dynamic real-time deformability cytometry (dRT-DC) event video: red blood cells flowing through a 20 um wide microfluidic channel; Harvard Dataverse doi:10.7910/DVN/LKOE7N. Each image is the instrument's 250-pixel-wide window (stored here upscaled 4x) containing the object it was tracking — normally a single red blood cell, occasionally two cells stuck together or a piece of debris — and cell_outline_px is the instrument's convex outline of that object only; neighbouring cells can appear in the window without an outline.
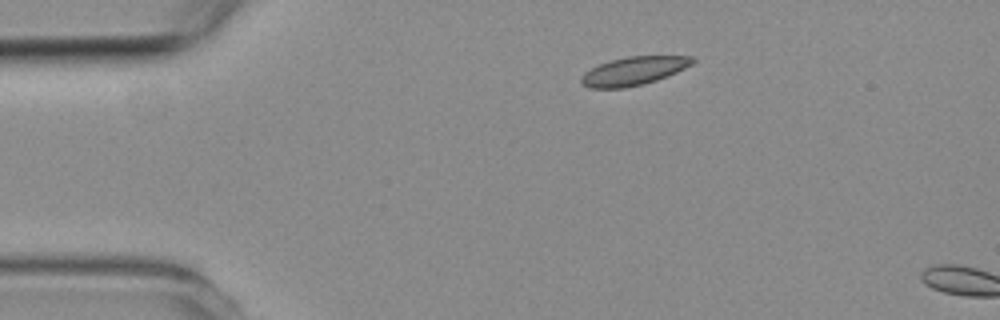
{"species": "common noctule bat (a hibernating species)", "species_latin": "Nyctalus noctula", "temperature_condition": "room temperature", "stored_images_in_passage": 2, "camera_frame_rate_fps": 3000, "um_per_image_px": 0.085, "animal": {"sex": "female", "body_mass_g": 19.3, "forearm_length_mm": 54.1}, "frame": {"image": 1, "passage_image": 1, "time_ms": 0.0, "image_size_px": [1000, 320], "cell_outline_px": [[696, 60], [692, 64], [668, 76], [644, 84], [624, 88], [588, 88], [580, 84], [580, 76], [584, 72], [600, 64], [612, 60], [628, 56], [692, 56]], "centroid_in_image_um": [53.83, 6.04], "position_along_channel_um": 31.2, "area_um2": 18.44}}